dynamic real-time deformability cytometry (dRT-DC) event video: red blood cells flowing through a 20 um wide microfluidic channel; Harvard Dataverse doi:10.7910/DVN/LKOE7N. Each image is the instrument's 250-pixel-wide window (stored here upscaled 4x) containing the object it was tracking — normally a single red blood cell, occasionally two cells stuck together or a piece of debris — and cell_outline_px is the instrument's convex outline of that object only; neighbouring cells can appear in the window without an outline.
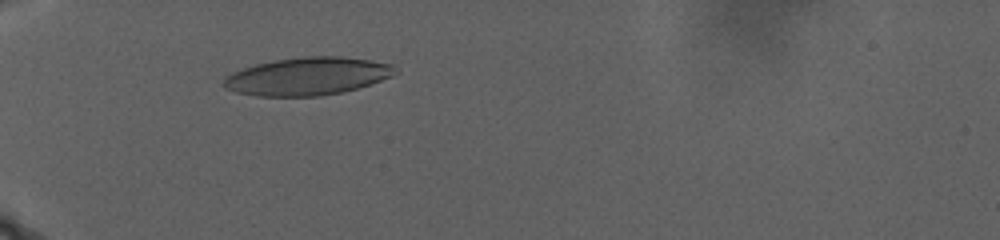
{"species": "human", "species_latin": "Homo sapiens", "temperature_condition": "warm", "stored_images_in_passage": 25, "camera_frame_rate_fps": 3000, "um_per_image_px": 0.085, "donor": {"sex": "male"}, "frame": {"image": 1, "passage_image": 5, "time_ms": 3.333, "image_size_px": [1000, 240], "cell_outline_px": [[396, 72], [392, 76], [356, 88], [340, 92], [320, 96], [256, 96], [236, 92], [224, 88], [224, 76], [232, 72], [256, 64], [272, 60], [304, 56], [340, 56], [396, 64]], "centroid_in_image_um": [26.11, 6.47], "position_along_channel_um": 58.9, "area_um2": 37.74}}
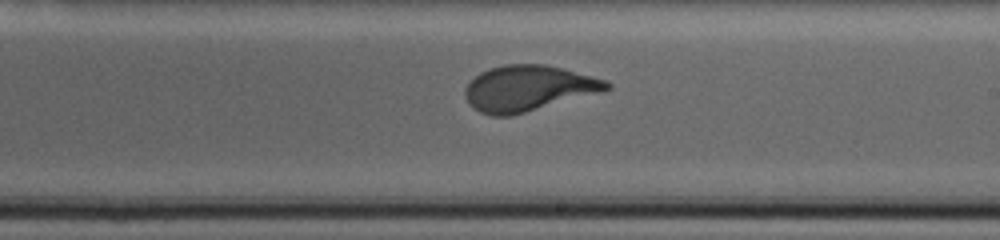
{"frame": {"image": 2, "passage_image": 16, "time_ms": 12.667, "image_size_px": [1000, 240], "cell_outline_px": [[612, 88], [604, 92], [512, 116], [492, 116], [480, 112], [472, 108], [468, 104], [464, 92], [464, 88], [480, 72], [504, 64], [544, 64], [608, 80], [612, 84]], "centroid_in_image_um": [44.93, 7.52], "position_along_channel_um": 244.1, "area_um2": 38.03}}
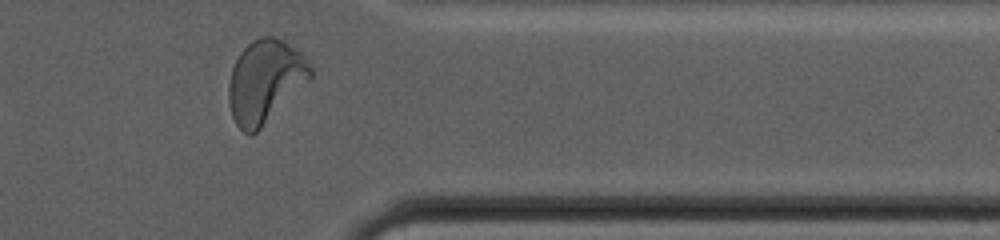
{"frame": {"image": 3, "passage_image": 24, "time_ms": 19.333, "image_size_px": [1000, 240], "cell_outline_px": [[312, 76], [252, 136], [244, 132], [236, 124], [232, 116], [228, 104], [228, 84], [232, 68], [240, 52], [252, 40], [260, 36], [272, 36], [288, 44], [300, 52], [308, 60], [312, 68]], "centroid_in_image_um": [22.5, 6.89], "position_along_channel_um": 388.9, "area_um2": 38.9}, "authors_computed_cell_mechanics": {"area_um2": 37.6278, "velocity_mm_per_s": 2.2313, "shape_relaxation_time_tau1_ms": 5.545, "shape_relaxation_time_tau2_ms": null, "deformation_change_tau1": 0.1914, "deformation_change_tau2": null}}